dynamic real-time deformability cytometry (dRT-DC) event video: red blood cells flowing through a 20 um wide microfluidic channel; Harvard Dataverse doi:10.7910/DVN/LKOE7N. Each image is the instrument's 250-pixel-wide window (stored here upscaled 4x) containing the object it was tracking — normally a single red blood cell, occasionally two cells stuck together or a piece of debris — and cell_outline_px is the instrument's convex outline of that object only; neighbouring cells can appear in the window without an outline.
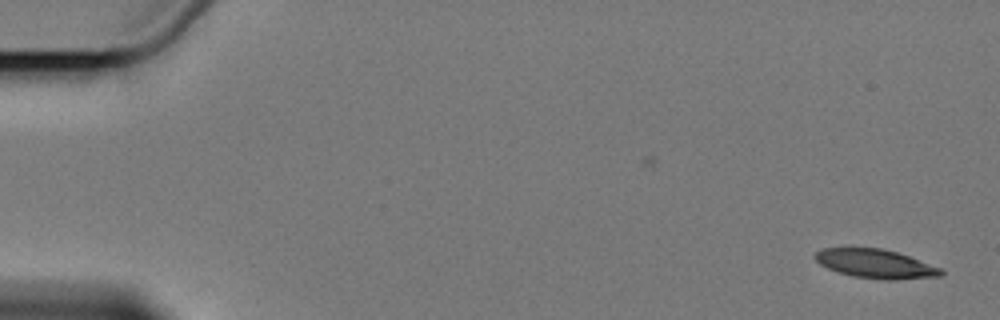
{"species": "Egyptian fruit bat (a non-hibernating species)", "species_latin": "Rousettus aegyptiacus", "temperature_condition": "cold", "stored_images_in_passage": 2, "camera_frame_rate_fps": 3000, "um_per_image_px": 0.085, "animal": {"sex": "female"}, "frame": {"image": 1, "passage_image": 2, "time_ms": 1.333, "image_size_px": [1000, 320], "cell_outline_px": [[944, 272], [940, 276], [896, 280], [888, 280], [852, 276], [828, 268], [820, 264], [812, 256], [816, 252], [824, 248], [880, 248], [896, 252], [908, 256], [940, 268]], "centroid_in_image_um": [74.4, 22.42], "position_along_channel_um": 10.6, "area_um2": 20.92}}